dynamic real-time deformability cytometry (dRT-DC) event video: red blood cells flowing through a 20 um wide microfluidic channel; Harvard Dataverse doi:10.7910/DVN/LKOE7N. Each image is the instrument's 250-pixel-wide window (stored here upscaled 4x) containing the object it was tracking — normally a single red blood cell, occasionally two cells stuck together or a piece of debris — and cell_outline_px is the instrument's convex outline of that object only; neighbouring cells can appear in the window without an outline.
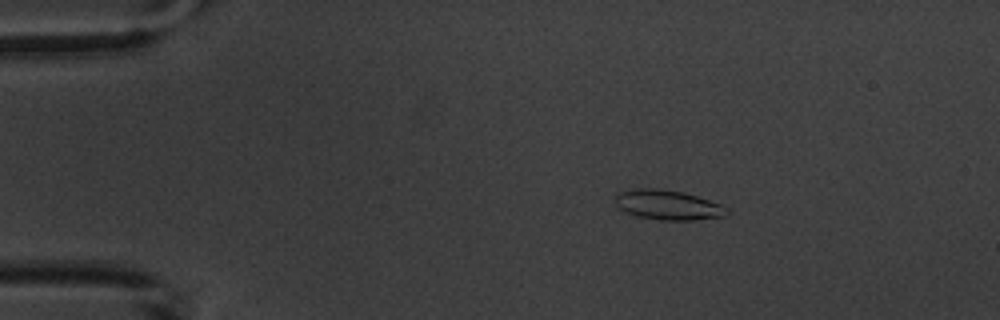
{"species": "common noctule bat (a hibernating species)", "species_latin": "Nyctalus noctula", "temperature_condition": "warm", "stored_images_in_passage": 4, "camera_frame_rate_fps": 3000, "um_per_image_px": 0.085, "animal": {"sex": "male", "body_mass_g": 20.1, "forearm_length_mm": 53.5}, "frame": {"image": 1, "passage_image": 2, "time_ms": 1.0, "image_size_px": [1000, 320], "cell_outline_px": [[728, 216], [692, 220], [660, 220], [640, 216], [624, 212], [616, 204], [616, 196], [620, 192], [636, 188], [656, 188], [684, 192], [720, 204], [728, 208]], "centroid_in_image_um": [56.8, 17.42], "position_along_channel_um": 28.2, "area_um2": 19.25}}